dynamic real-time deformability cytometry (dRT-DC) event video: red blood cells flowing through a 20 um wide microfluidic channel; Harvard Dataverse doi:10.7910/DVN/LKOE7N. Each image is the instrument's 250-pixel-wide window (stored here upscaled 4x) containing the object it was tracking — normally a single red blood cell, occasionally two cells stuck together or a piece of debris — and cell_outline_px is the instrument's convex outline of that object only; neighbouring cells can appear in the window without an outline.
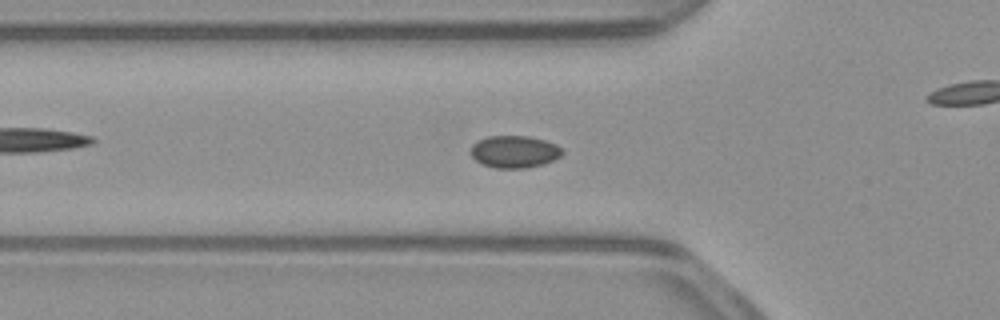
{"species": "common noctule bat (a hibernating species)", "species_latin": "Nyctalus noctula", "temperature_condition": "warm", "stored_images_in_passage": 54, "camera_frame_rate_fps": 3000, "um_per_image_px": 0.085, "animal": {"sex": "male", "body_mass_g": 23.1, "forearm_length_mm": 52.7}, "frame": {"image": 1, "passage_image": 18, "time_ms": 5.667, "image_size_px": [1000, 320], "cell_outline_px": [[564, 152], [560, 156], [544, 164], [524, 168], [496, 168], [480, 164], [472, 156], [472, 144], [488, 136], [528, 136], [544, 140], [556, 144], [564, 148]], "centroid_in_image_um": [43.75, 12.9], "position_along_channel_um": 82.0, "area_um2": 17.17}}
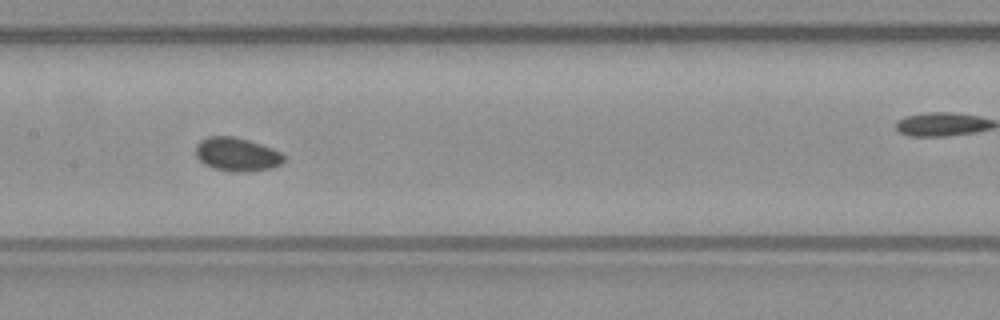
{"frame": {"image": 2, "passage_image": 26, "time_ms": 8.333, "image_size_px": [1000, 320], "cell_outline_px": [[284, 160], [280, 164], [272, 168], [244, 172], [232, 172], [212, 168], [204, 164], [196, 156], [196, 144], [200, 140], [208, 136], [232, 136], [248, 140], [272, 148], [280, 152], [284, 156]], "centroid_in_image_um": [20.11, 13.12], "position_along_channel_um": 187.3, "area_um2": 17.28}}
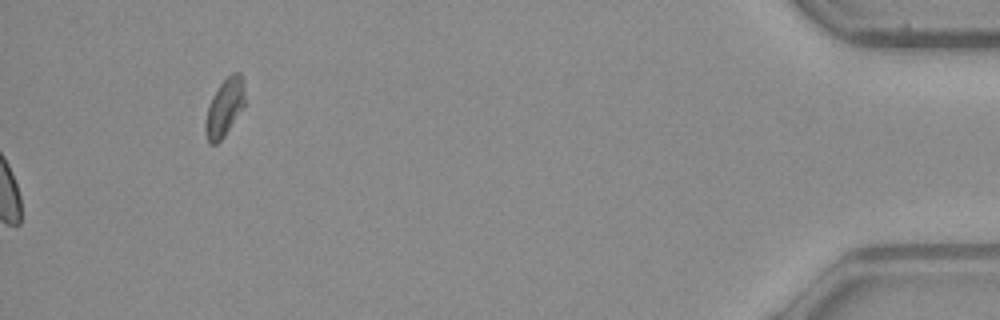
{"frame": {"image": 3, "passage_image": 54, "time_ms": 17.667, "image_size_px": [1000, 320], "cell_outline_px": [[244, 108], [224, 136], [216, 144], [208, 144], [204, 132], [204, 124], [208, 104], [212, 96], [220, 84], [232, 72], [240, 72], [244, 80]], "centroid_in_image_um": [19.07, 9.15], "position_along_channel_um": 416.1, "area_um2": 13.53}, "authors_computed_cell_mechanics": {"area_um2": 17.1088, "velocity_mm_per_s": 3.9062, "shape_relaxation_time_tau1_ms": null, "shape_relaxation_time_tau2_ms": 3.6628, "deformation_change_tau1": null, "deformation_change_tau2": 0.0463}}